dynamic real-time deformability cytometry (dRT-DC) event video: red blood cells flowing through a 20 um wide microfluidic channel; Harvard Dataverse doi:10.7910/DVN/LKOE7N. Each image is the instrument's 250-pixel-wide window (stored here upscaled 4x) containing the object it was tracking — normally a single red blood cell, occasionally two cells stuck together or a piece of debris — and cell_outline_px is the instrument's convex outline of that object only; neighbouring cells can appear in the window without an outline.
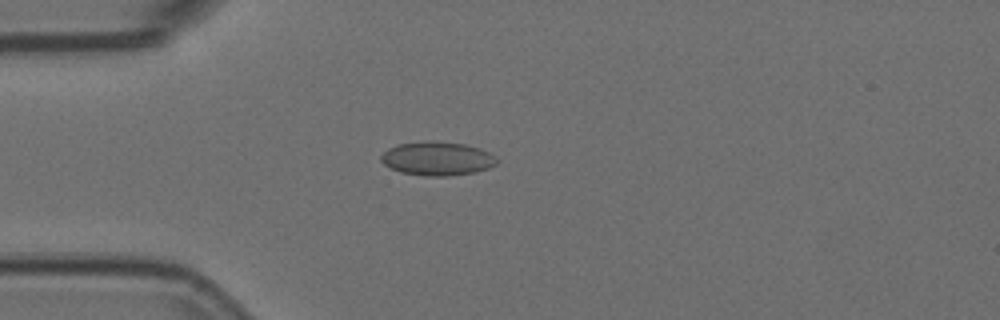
{"species": "Egyptian fruit bat (a non-hibernating species)", "species_latin": "Rousettus aegyptiacus", "temperature_condition": "room temperature", "stored_images_in_passage": 53, "camera_frame_rate_fps": 3000, "um_per_image_px": 0.085, "animal": {"sex": "female"}, "frame": {"image": 1, "passage_image": 13, "time_ms": 4.0, "image_size_px": [1000, 320], "cell_outline_px": [[500, 160], [496, 164], [488, 168], [472, 172], [448, 176], [428, 176], [400, 172], [384, 164], [380, 160], [380, 156], [388, 148], [396, 144], [424, 140], [436, 140], [464, 144], [480, 148], [496, 156]], "centroid_in_image_um": [37.16, 13.45], "position_along_channel_um": 47.8, "area_um2": 23.0}}
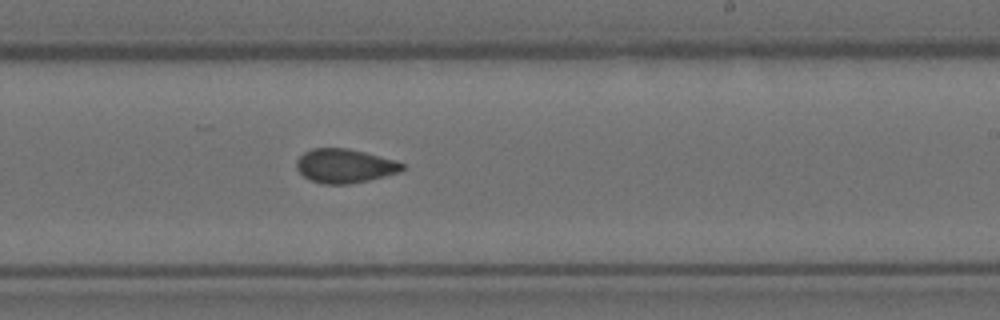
{"frame": {"image": 2, "passage_image": 31, "time_ms": 10.0, "image_size_px": [1000, 320], "cell_outline_px": [[404, 168], [400, 172], [368, 180], [348, 184], [324, 184], [312, 180], [304, 176], [296, 168], [296, 160], [304, 152], [312, 148], [348, 148], [396, 160], [404, 164]], "centroid_in_image_um": [29.3, 14.09], "position_along_channel_um": 259.7, "area_um2": 20.87}}
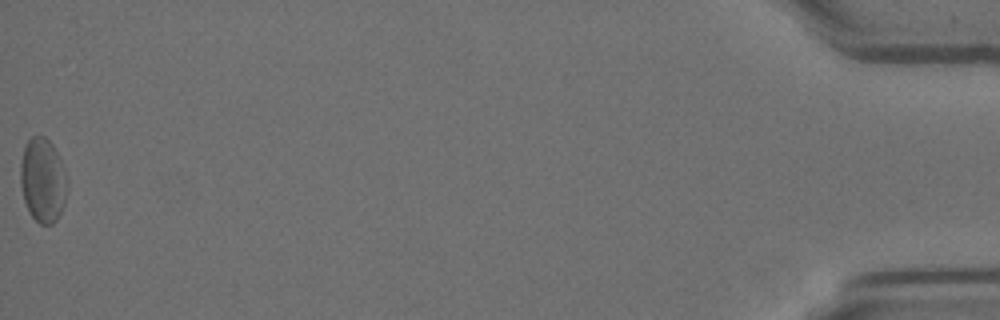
{"frame": {"image": 3, "passage_image": 53, "time_ms": 17.333, "image_size_px": [1000, 320], "cell_outline_px": [[68, 188], [64, 204], [56, 220], [52, 224], [40, 224], [28, 212], [24, 200], [20, 184], [20, 164], [24, 148], [28, 140], [32, 136], [44, 136], [52, 144], [64, 168], [68, 180]], "centroid_in_image_um": [3.64, 15.33], "position_along_channel_um": 431.6, "area_um2": 23.06}, "authors_computed_cell_mechanics": {"area_um2": 21.4438, "velocity_mm_per_s": 3.7294, "shape_relaxation_time_tau1_ms": null, "shape_relaxation_time_tau2_ms": 2.3307, "deformation_change_tau1": null, "deformation_change_tau2": 0.0719}}